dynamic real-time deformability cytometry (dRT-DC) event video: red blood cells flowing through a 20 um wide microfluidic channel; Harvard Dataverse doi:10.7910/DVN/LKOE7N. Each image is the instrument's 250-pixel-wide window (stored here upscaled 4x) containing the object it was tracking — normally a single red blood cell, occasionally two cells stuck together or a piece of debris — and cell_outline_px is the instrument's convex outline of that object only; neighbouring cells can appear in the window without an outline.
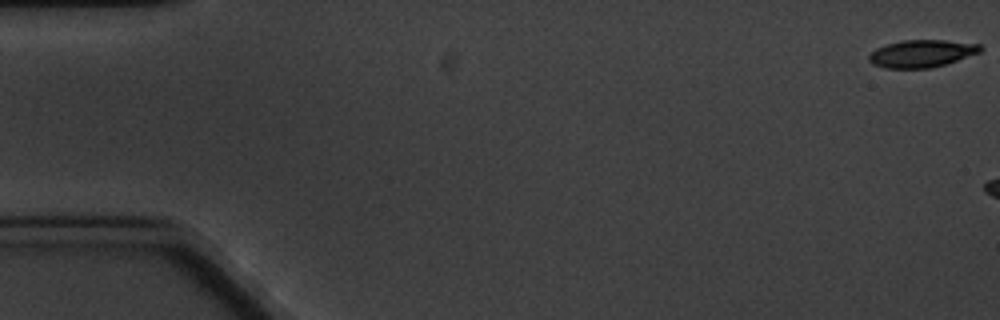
{"species": "common noctule bat (a hibernating species)", "species_latin": "Nyctalus noctula", "temperature_condition": "cold", "stored_images_in_passage": 3, "camera_frame_rate_fps": 3000, "um_per_image_px": 0.085, "animal": {"sex": "male", "body_mass_g": 20.1, "forearm_length_mm": 53.5}, "frame": {"image": 1, "passage_image": 1, "time_ms": 0.0, "image_size_px": [1000, 320], "cell_outline_px": [[984, 48], [980, 52], [944, 64], [928, 68], [884, 68], [872, 64], [868, 60], [868, 56], [876, 48], [888, 44], [904, 40], [944, 40], [980, 44]], "centroid_in_image_um": [78.33, 4.55], "position_along_channel_um": 6.7, "area_um2": 17.63}}